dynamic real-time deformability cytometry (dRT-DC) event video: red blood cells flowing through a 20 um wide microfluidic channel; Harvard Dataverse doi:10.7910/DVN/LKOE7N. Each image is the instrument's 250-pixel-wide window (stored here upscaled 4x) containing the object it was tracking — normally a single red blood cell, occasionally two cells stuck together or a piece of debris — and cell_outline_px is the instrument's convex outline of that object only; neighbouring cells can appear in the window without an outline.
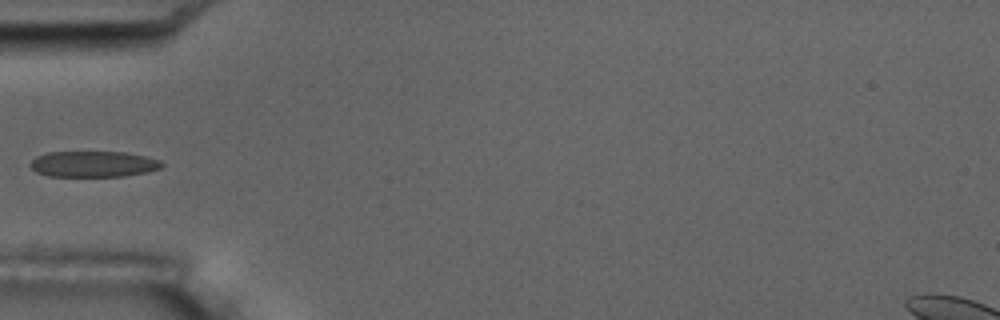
{"species": "common noctule bat (a hibernating species)", "species_latin": "Nyctalus noctula", "temperature_condition": "room temperature", "stored_images_in_passage": 1, "camera_frame_rate_fps": 3000, "um_per_image_px": 0.085, "animal": {"sex": "male", "body_mass_g": 17.5, "forearm_length_mm": 52.3}, "frame": {"image": 1, "passage_image": 1, "time_ms": 0.0, "image_size_px": [1000, 320], "cell_outline_px": [[164, 164], [160, 168], [148, 172], [124, 176], [48, 176], [36, 172], [28, 164], [36, 156], [48, 152], [124, 152], [144, 156], [160, 160]], "centroid_in_image_um": [7.92, 13.94], "position_along_channel_um": 77.1, "area_um2": 19.88}}